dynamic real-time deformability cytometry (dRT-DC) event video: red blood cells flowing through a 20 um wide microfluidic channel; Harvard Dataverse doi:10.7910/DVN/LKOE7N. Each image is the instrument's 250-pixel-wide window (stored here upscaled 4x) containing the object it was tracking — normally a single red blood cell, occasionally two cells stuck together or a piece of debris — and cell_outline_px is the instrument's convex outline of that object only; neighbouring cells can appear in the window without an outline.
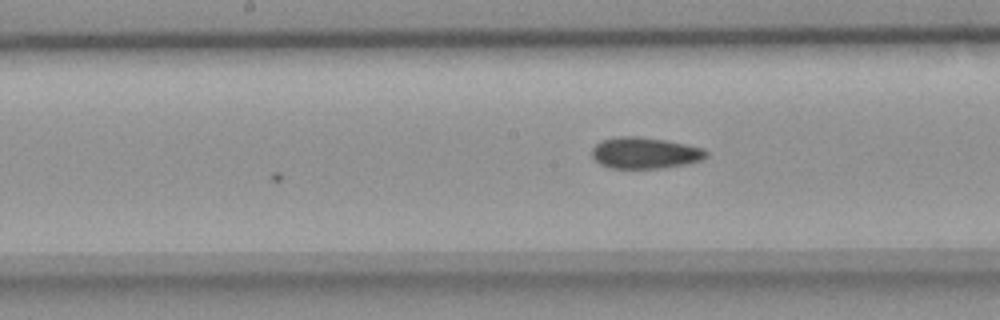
{"species": "common noctule bat (a hibernating species)", "species_latin": "Nyctalus noctula", "temperature_condition": "room temperature", "stored_images_in_passage": 8, "camera_frame_rate_fps": 3000, "um_per_image_px": 0.085, "animal": {"sex": "female", "body_mass_g": 18.4}, "frame": {"image": 1, "passage_image": 8, "time_ms": 2.333, "image_size_px": [1000, 320], "cell_outline_px": [[708, 156], [704, 160], [688, 164], [664, 168], [608, 168], [600, 164], [592, 156], [592, 148], [600, 140], [620, 136], [636, 136], [664, 140], [704, 148], [708, 152]], "centroid_in_image_um": [54.84, 13.01], "position_along_channel_um": 193.4, "area_um2": 21.04}}